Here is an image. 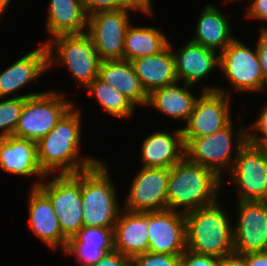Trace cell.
<instances>
[{"label":"cell","mask_w":267,"mask_h":266,"mask_svg":"<svg viewBox=\"0 0 267 266\" xmlns=\"http://www.w3.org/2000/svg\"><path fill=\"white\" fill-rule=\"evenodd\" d=\"M75 103L55 127L37 143V158L46 174H76L87 170L102 159L82 152L84 114ZM82 112V113H81Z\"/></svg>","instance_id":"obj_1"},{"label":"cell","mask_w":267,"mask_h":266,"mask_svg":"<svg viewBox=\"0 0 267 266\" xmlns=\"http://www.w3.org/2000/svg\"><path fill=\"white\" fill-rule=\"evenodd\" d=\"M222 189V179L212 170L190 161L184 156L170 168L168 179V210L188 213L213 204Z\"/></svg>","instance_id":"obj_2"},{"label":"cell","mask_w":267,"mask_h":266,"mask_svg":"<svg viewBox=\"0 0 267 266\" xmlns=\"http://www.w3.org/2000/svg\"><path fill=\"white\" fill-rule=\"evenodd\" d=\"M221 202L218 199L211 205L185 214L187 250L217 258L234 252V219Z\"/></svg>","instance_id":"obj_3"},{"label":"cell","mask_w":267,"mask_h":266,"mask_svg":"<svg viewBox=\"0 0 267 266\" xmlns=\"http://www.w3.org/2000/svg\"><path fill=\"white\" fill-rule=\"evenodd\" d=\"M239 113V123L235 124L236 120H232L222 130L210 136L183 137L185 156L212 170L222 180L231 170L240 149L248 142V126L242 123V112Z\"/></svg>","instance_id":"obj_4"},{"label":"cell","mask_w":267,"mask_h":266,"mask_svg":"<svg viewBox=\"0 0 267 266\" xmlns=\"http://www.w3.org/2000/svg\"><path fill=\"white\" fill-rule=\"evenodd\" d=\"M103 158L91 168L81 171L83 224L86 227L113 229L122 204L111 169Z\"/></svg>","instance_id":"obj_5"},{"label":"cell","mask_w":267,"mask_h":266,"mask_svg":"<svg viewBox=\"0 0 267 266\" xmlns=\"http://www.w3.org/2000/svg\"><path fill=\"white\" fill-rule=\"evenodd\" d=\"M249 47L246 42L236 37L219 54V71L230 87L229 91L215 84L202 85L204 91H219L233 97L238 94L264 95V82L255 44ZM243 92V93H242Z\"/></svg>","instance_id":"obj_6"},{"label":"cell","mask_w":267,"mask_h":266,"mask_svg":"<svg viewBox=\"0 0 267 266\" xmlns=\"http://www.w3.org/2000/svg\"><path fill=\"white\" fill-rule=\"evenodd\" d=\"M45 44L48 50L49 72L55 65L65 67L76 81L77 89L84 90L99 76L101 59L86 32L57 35Z\"/></svg>","instance_id":"obj_7"},{"label":"cell","mask_w":267,"mask_h":266,"mask_svg":"<svg viewBox=\"0 0 267 266\" xmlns=\"http://www.w3.org/2000/svg\"><path fill=\"white\" fill-rule=\"evenodd\" d=\"M68 94L61 89H47L42 94L26 98L12 136L37 143L76 103L74 100H69Z\"/></svg>","instance_id":"obj_8"},{"label":"cell","mask_w":267,"mask_h":266,"mask_svg":"<svg viewBox=\"0 0 267 266\" xmlns=\"http://www.w3.org/2000/svg\"><path fill=\"white\" fill-rule=\"evenodd\" d=\"M38 187L49 197L62 234L67 239L75 236L84 226L81 171L46 175Z\"/></svg>","instance_id":"obj_9"},{"label":"cell","mask_w":267,"mask_h":266,"mask_svg":"<svg viewBox=\"0 0 267 266\" xmlns=\"http://www.w3.org/2000/svg\"><path fill=\"white\" fill-rule=\"evenodd\" d=\"M266 180L267 151L248 141L240 149L231 170L222 180V190L229 181L230 186H234L231 188L235 189L237 201L266 202Z\"/></svg>","instance_id":"obj_10"},{"label":"cell","mask_w":267,"mask_h":266,"mask_svg":"<svg viewBox=\"0 0 267 266\" xmlns=\"http://www.w3.org/2000/svg\"><path fill=\"white\" fill-rule=\"evenodd\" d=\"M131 13L133 16L135 13L148 17L155 15L141 13L136 8L102 10L88 15L86 33L101 60L124 59L125 34L132 23Z\"/></svg>","instance_id":"obj_11"},{"label":"cell","mask_w":267,"mask_h":266,"mask_svg":"<svg viewBox=\"0 0 267 266\" xmlns=\"http://www.w3.org/2000/svg\"><path fill=\"white\" fill-rule=\"evenodd\" d=\"M13 62L0 72V98H28L47 91L46 89L27 93L20 91L29 88L26 86L38 82L41 76L44 77V74L49 72L48 50L45 43H39L36 49L27 51Z\"/></svg>","instance_id":"obj_12"},{"label":"cell","mask_w":267,"mask_h":266,"mask_svg":"<svg viewBox=\"0 0 267 266\" xmlns=\"http://www.w3.org/2000/svg\"><path fill=\"white\" fill-rule=\"evenodd\" d=\"M139 167L130 181L122 208L133 212L167 210L170 168Z\"/></svg>","instance_id":"obj_13"},{"label":"cell","mask_w":267,"mask_h":266,"mask_svg":"<svg viewBox=\"0 0 267 266\" xmlns=\"http://www.w3.org/2000/svg\"><path fill=\"white\" fill-rule=\"evenodd\" d=\"M233 100L219 91H203L187 123L181 127L183 137H205L222 130L234 120Z\"/></svg>","instance_id":"obj_14"},{"label":"cell","mask_w":267,"mask_h":266,"mask_svg":"<svg viewBox=\"0 0 267 266\" xmlns=\"http://www.w3.org/2000/svg\"><path fill=\"white\" fill-rule=\"evenodd\" d=\"M235 206L237 215L232 221L234 252L244 255L266 251L267 202L237 201Z\"/></svg>","instance_id":"obj_15"},{"label":"cell","mask_w":267,"mask_h":266,"mask_svg":"<svg viewBox=\"0 0 267 266\" xmlns=\"http://www.w3.org/2000/svg\"><path fill=\"white\" fill-rule=\"evenodd\" d=\"M28 218L27 224L30 232L45 244L47 249L62 253L68 239L62 234L56 212L49 197L39 188L31 187L27 191Z\"/></svg>","instance_id":"obj_16"},{"label":"cell","mask_w":267,"mask_h":266,"mask_svg":"<svg viewBox=\"0 0 267 266\" xmlns=\"http://www.w3.org/2000/svg\"><path fill=\"white\" fill-rule=\"evenodd\" d=\"M148 251L181 255L187 250L185 214L172 210L150 212Z\"/></svg>","instance_id":"obj_17"},{"label":"cell","mask_w":267,"mask_h":266,"mask_svg":"<svg viewBox=\"0 0 267 266\" xmlns=\"http://www.w3.org/2000/svg\"><path fill=\"white\" fill-rule=\"evenodd\" d=\"M188 40V41H187ZM185 40L183 46L176 49L169 39L175 61L178 81L193 86H201L202 81L219 70V53L213 49Z\"/></svg>","instance_id":"obj_18"},{"label":"cell","mask_w":267,"mask_h":266,"mask_svg":"<svg viewBox=\"0 0 267 266\" xmlns=\"http://www.w3.org/2000/svg\"><path fill=\"white\" fill-rule=\"evenodd\" d=\"M0 169L13 177H35L31 187H38L46 176L38 163L36 142L15 136L0 138Z\"/></svg>","instance_id":"obj_19"},{"label":"cell","mask_w":267,"mask_h":266,"mask_svg":"<svg viewBox=\"0 0 267 266\" xmlns=\"http://www.w3.org/2000/svg\"><path fill=\"white\" fill-rule=\"evenodd\" d=\"M155 130L142 139L139 146L141 167L171 168L185 156L182 129Z\"/></svg>","instance_id":"obj_20"},{"label":"cell","mask_w":267,"mask_h":266,"mask_svg":"<svg viewBox=\"0 0 267 266\" xmlns=\"http://www.w3.org/2000/svg\"><path fill=\"white\" fill-rule=\"evenodd\" d=\"M196 86L185 84L181 81L154 89L149 94L146 109L152 108L154 112L165 115L172 121L187 123L193 113L196 99L204 90L200 87V93L194 94ZM192 90V91H191ZM193 92V93H192Z\"/></svg>","instance_id":"obj_21"},{"label":"cell","mask_w":267,"mask_h":266,"mask_svg":"<svg viewBox=\"0 0 267 266\" xmlns=\"http://www.w3.org/2000/svg\"><path fill=\"white\" fill-rule=\"evenodd\" d=\"M150 212H133L124 208L113 228L114 250L132 258L148 252Z\"/></svg>","instance_id":"obj_22"},{"label":"cell","mask_w":267,"mask_h":266,"mask_svg":"<svg viewBox=\"0 0 267 266\" xmlns=\"http://www.w3.org/2000/svg\"><path fill=\"white\" fill-rule=\"evenodd\" d=\"M196 27L189 40L213 49L219 54L236 38L234 30L223 11L214 4H207L199 10Z\"/></svg>","instance_id":"obj_23"},{"label":"cell","mask_w":267,"mask_h":266,"mask_svg":"<svg viewBox=\"0 0 267 266\" xmlns=\"http://www.w3.org/2000/svg\"><path fill=\"white\" fill-rule=\"evenodd\" d=\"M126 96L137 108H146L149 94L143 88L130 61L125 59L101 60L99 76Z\"/></svg>","instance_id":"obj_24"},{"label":"cell","mask_w":267,"mask_h":266,"mask_svg":"<svg viewBox=\"0 0 267 266\" xmlns=\"http://www.w3.org/2000/svg\"><path fill=\"white\" fill-rule=\"evenodd\" d=\"M44 28L46 43L61 34H81L87 31L88 15L81 0H49Z\"/></svg>","instance_id":"obj_25"},{"label":"cell","mask_w":267,"mask_h":266,"mask_svg":"<svg viewBox=\"0 0 267 266\" xmlns=\"http://www.w3.org/2000/svg\"><path fill=\"white\" fill-rule=\"evenodd\" d=\"M131 63L148 94L154 89L178 81L170 43L158 53L132 60Z\"/></svg>","instance_id":"obj_26"},{"label":"cell","mask_w":267,"mask_h":266,"mask_svg":"<svg viewBox=\"0 0 267 266\" xmlns=\"http://www.w3.org/2000/svg\"><path fill=\"white\" fill-rule=\"evenodd\" d=\"M161 29L131 23L125 34L124 59L131 62L161 51L169 43V37Z\"/></svg>","instance_id":"obj_27"},{"label":"cell","mask_w":267,"mask_h":266,"mask_svg":"<svg viewBox=\"0 0 267 266\" xmlns=\"http://www.w3.org/2000/svg\"><path fill=\"white\" fill-rule=\"evenodd\" d=\"M86 94L92 96L105 114H109L119 120L134 119L135 112L138 108L120 91L115 89L113 86L108 85L102 81L99 77L94 79L86 88H84ZM137 109V111H136Z\"/></svg>","instance_id":"obj_28"},{"label":"cell","mask_w":267,"mask_h":266,"mask_svg":"<svg viewBox=\"0 0 267 266\" xmlns=\"http://www.w3.org/2000/svg\"><path fill=\"white\" fill-rule=\"evenodd\" d=\"M26 98H0V138L13 135Z\"/></svg>","instance_id":"obj_29"},{"label":"cell","mask_w":267,"mask_h":266,"mask_svg":"<svg viewBox=\"0 0 267 266\" xmlns=\"http://www.w3.org/2000/svg\"><path fill=\"white\" fill-rule=\"evenodd\" d=\"M67 243H84V247L114 249L113 229L83 226Z\"/></svg>","instance_id":"obj_30"},{"label":"cell","mask_w":267,"mask_h":266,"mask_svg":"<svg viewBox=\"0 0 267 266\" xmlns=\"http://www.w3.org/2000/svg\"><path fill=\"white\" fill-rule=\"evenodd\" d=\"M113 249H97L91 247H84V243H67L62 256L72 255L77 266H89L100 260L105 253Z\"/></svg>","instance_id":"obj_31"},{"label":"cell","mask_w":267,"mask_h":266,"mask_svg":"<svg viewBox=\"0 0 267 266\" xmlns=\"http://www.w3.org/2000/svg\"><path fill=\"white\" fill-rule=\"evenodd\" d=\"M261 105L260 113L254 116L248 127V141L254 145L264 147L267 144V102ZM263 106V107H262Z\"/></svg>","instance_id":"obj_32"},{"label":"cell","mask_w":267,"mask_h":266,"mask_svg":"<svg viewBox=\"0 0 267 266\" xmlns=\"http://www.w3.org/2000/svg\"><path fill=\"white\" fill-rule=\"evenodd\" d=\"M180 256L148 251L130 258V266H179Z\"/></svg>","instance_id":"obj_33"},{"label":"cell","mask_w":267,"mask_h":266,"mask_svg":"<svg viewBox=\"0 0 267 266\" xmlns=\"http://www.w3.org/2000/svg\"><path fill=\"white\" fill-rule=\"evenodd\" d=\"M246 2L247 0H240L239 2ZM250 1V2H248ZM247 4L245 5L244 12L245 20L247 19L248 22L257 21L260 22L261 27L259 26L258 29L266 30L267 29V0H248Z\"/></svg>","instance_id":"obj_34"},{"label":"cell","mask_w":267,"mask_h":266,"mask_svg":"<svg viewBox=\"0 0 267 266\" xmlns=\"http://www.w3.org/2000/svg\"><path fill=\"white\" fill-rule=\"evenodd\" d=\"M81 2L87 15L102 10L134 8L127 0H81Z\"/></svg>","instance_id":"obj_35"},{"label":"cell","mask_w":267,"mask_h":266,"mask_svg":"<svg viewBox=\"0 0 267 266\" xmlns=\"http://www.w3.org/2000/svg\"><path fill=\"white\" fill-rule=\"evenodd\" d=\"M220 258L186 250L180 256L179 266H219Z\"/></svg>","instance_id":"obj_36"},{"label":"cell","mask_w":267,"mask_h":266,"mask_svg":"<svg viewBox=\"0 0 267 266\" xmlns=\"http://www.w3.org/2000/svg\"><path fill=\"white\" fill-rule=\"evenodd\" d=\"M258 36L256 37V50L259 59V63L261 66V71L263 75V82H264V93L267 92V29L258 30Z\"/></svg>","instance_id":"obj_37"},{"label":"cell","mask_w":267,"mask_h":266,"mask_svg":"<svg viewBox=\"0 0 267 266\" xmlns=\"http://www.w3.org/2000/svg\"><path fill=\"white\" fill-rule=\"evenodd\" d=\"M89 266H130V258L113 249Z\"/></svg>","instance_id":"obj_38"},{"label":"cell","mask_w":267,"mask_h":266,"mask_svg":"<svg viewBox=\"0 0 267 266\" xmlns=\"http://www.w3.org/2000/svg\"><path fill=\"white\" fill-rule=\"evenodd\" d=\"M246 266H267V251L245 254Z\"/></svg>","instance_id":"obj_39"},{"label":"cell","mask_w":267,"mask_h":266,"mask_svg":"<svg viewBox=\"0 0 267 266\" xmlns=\"http://www.w3.org/2000/svg\"><path fill=\"white\" fill-rule=\"evenodd\" d=\"M219 266H246L245 264V254H237L233 252L227 256L220 258Z\"/></svg>","instance_id":"obj_40"},{"label":"cell","mask_w":267,"mask_h":266,"mask_svg":"<svg viewBox=\"0 0 267 266\" xmlns=\"http://www.w3.org/2000/svg\"><path fill=\"white\" fill-rule=\"evenodd\" d=\"M134 8L141 13H155L152 0H127Z\"/></svg>","instance_id":"obj_41"},{"label":"cell","mask_w":267,"mask_h":266,"mask_svg":"<svg viewBox=\"0 0 267 266\" xmlns=\"http://www.w3.org/2000/svg\"><path fill=\"white\" fill-rule=\"evenodd\" d=\"M15 0H0V9L7 14L8 8L11 6L10 4L13 3Z\"/></svg>","instance_id":"obj_42"},{"label":"cell","mask_w":267,"mask_h":266,"mask_svg":"<svg viewBox=\"0 0 267 266\" xmlns=\"http://www.w3.org/2000/svg\"><path fill=\"white\" fill-rule=\"evenodd\" d=\"M221 1L224 4L226 3L225 5H227V4L231 5V3L233 4V3L240 1V0H221Z\"/></svg>","instance_id":"obj_43"},{"label":"cell","mask_w":267,"mask_h":266,"mask_svg":"<svg viewBox=\"0 0 267 266\" xmlns=\"http://www.w3.org/2000/svg\"><path fill=\"white\" fill-rule=\"evenodd\" d=\"M5 16V13L0 9V21L3 20V17ZM2 19V20H1Z\"/></svg>","instance_id":"obj_44"},{"label":"cell","mask_w":267,"mask_h":266,"mask_svg":"<svg viewBox=\"0 0 267 266\" xmlns=\"http://www.w3.org/2000/svg\"><path fill=\"white\" fill-rule=\"evenodd\" d=\"M266 202H267V182H266Z\"/></svg>","instance_id":"obj_45"}]
</instances>
